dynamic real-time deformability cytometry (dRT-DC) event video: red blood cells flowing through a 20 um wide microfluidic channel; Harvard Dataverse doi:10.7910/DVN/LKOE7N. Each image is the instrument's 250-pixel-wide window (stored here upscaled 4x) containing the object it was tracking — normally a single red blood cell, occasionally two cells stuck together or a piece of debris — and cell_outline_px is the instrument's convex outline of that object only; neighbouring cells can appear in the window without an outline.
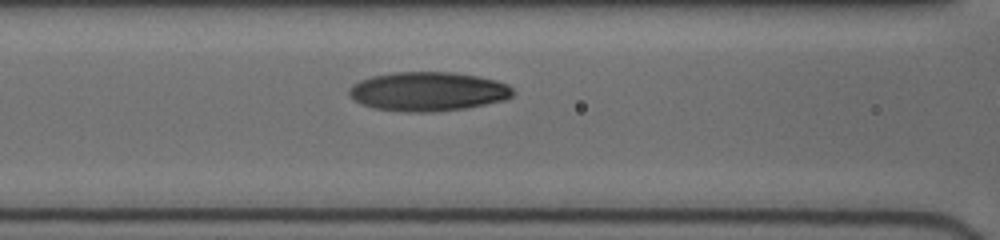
{"species": "human", "species_latin": "Homo sapiens", "temperature_condition": "cold", "stored_images_in_passage": 9, "camera_frame_rate_fps": 3000, "um_per_image_px": 0.085, "donor": {"sex": "female"}, "frame": {"image": 1, "passage_image": 8, "time_ms": 3.667, "image_size_px": [1000, 240], "cell_outline_px": [[516, 92], [512, 96], [504, 100], [464, 108], [432, 112], [404, 112], [372, 108], [360, 104], [348, 92], [348, 88], [352, 84], [360, 80], [372, 76], [396, 72], [452, 72], [476, 76], [496, 80], [508, 84]], "centroid_in_image_um": [36.37, 7.78], "position_along_channel_um": 130.2, "area_um2": 37.4}}